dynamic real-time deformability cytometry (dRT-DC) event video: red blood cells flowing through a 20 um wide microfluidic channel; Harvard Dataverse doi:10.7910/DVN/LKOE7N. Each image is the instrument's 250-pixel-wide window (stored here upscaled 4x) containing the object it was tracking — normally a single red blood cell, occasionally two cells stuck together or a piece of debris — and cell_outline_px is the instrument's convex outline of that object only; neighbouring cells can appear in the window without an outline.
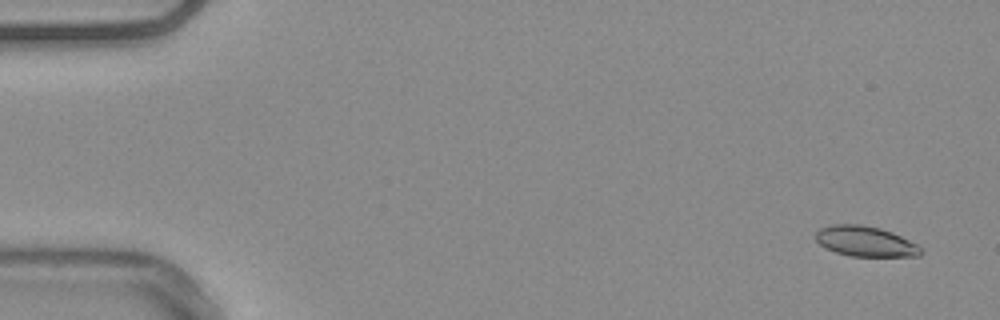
{"species": "common noctule bat (a hibernating species)", "species_latin": "Nyctalus noctula", "temperature_condition": "warm", "stored_images_in_passage": 55, "camera_frame_rate_fps": 3000, "um_per_image_px": 0.085, "animal": {"sex": "male", "body_mass_g": 20.4}, "frame": {"image": 1, "passage_image": 3, "time_ms": 0.667, "image_size_px": [1000, 320], "cell_outline_px": [[924, 252], [920, 256], [852, 256], [836, 252], [820, 244], [816, 240], [816, 232], [820, 228], [832, 224], [860, 224], [880, 228], [892, 232], [924, 248]], "centroid_in_image_um": [73.59, 20.51], "position_along_channel_um": 11.4, "area_um2": 18.5}}
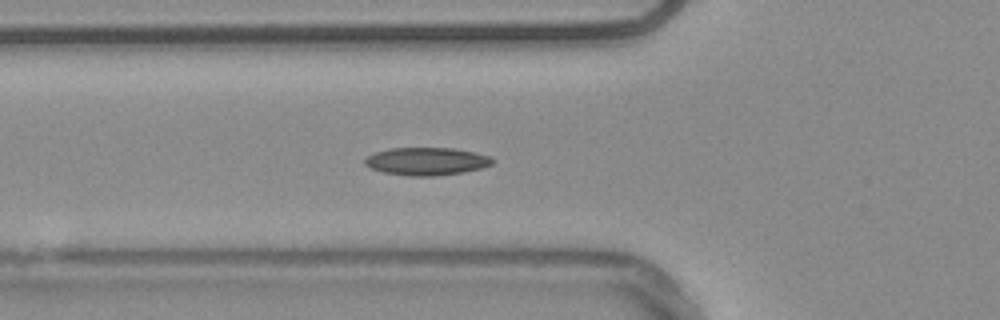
{"frame": {"image": 2, "passage_image": 20, "time_ms": 6.333, "image_size_px": [1000, 320], "cell_outline_px": [[492, 164], [484, 168], [464, 172], [436, 176], [408, 176], [384, 172], [372, 168], [364, 164], [364, 160], [368, 156], [376, 152], [388, 148], [456, 148], [476, 152], [492, 156]], "centroid_in_image_um": [36.31, 13.71], "position_along_channel_um": 89.5, "area_um2": 20.81}}
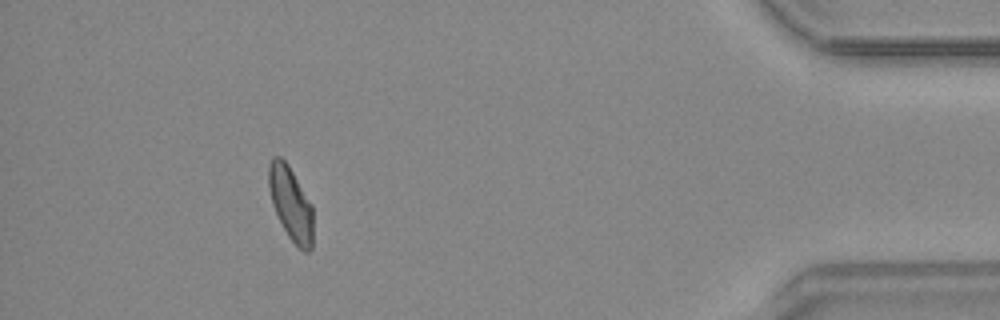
{"frame": {"image": 3, "passage_image": 50, "time_ms": 16.333, "image_size_px": [1000, 320], "cell_outline_px": [[312, 248], [308, 252], [304, 252], [288, 236], [272, 204], [268, 188], [268, 164], [272, 156], [280, 156], [288, 164], [312, 204]], "centroid_in_image_um": [24.7, 17.26], "position_along_channel_um": 410.5, "area_um2": 19.02}, "authors_computed_cell_mechanics": {"area_um2": 19.1318, "velocity_mm_per_s": 3.7595, "shape_relaxation_time_tau1_ms": null, "shape_relaxation_time_tau2_ms": 3.3592, "deformation_change_tau1": null, "deformation_change_tau2": 0.0882}}